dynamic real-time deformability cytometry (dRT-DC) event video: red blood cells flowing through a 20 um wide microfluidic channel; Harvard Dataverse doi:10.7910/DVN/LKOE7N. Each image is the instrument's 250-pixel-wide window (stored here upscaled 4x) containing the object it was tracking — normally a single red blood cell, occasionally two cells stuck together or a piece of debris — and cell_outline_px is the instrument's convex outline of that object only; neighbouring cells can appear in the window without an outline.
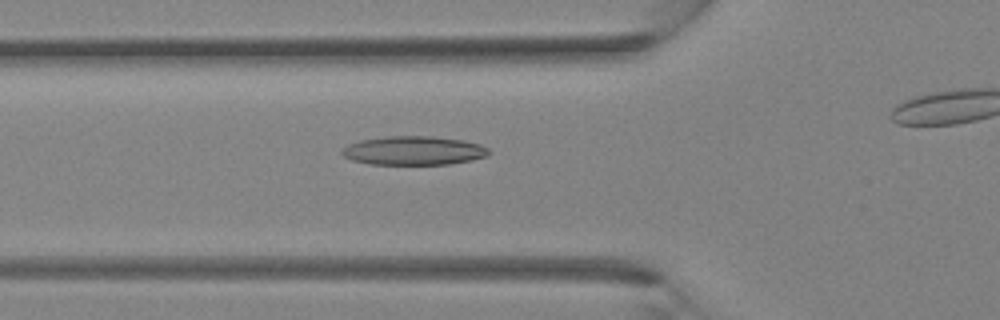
{"species": "Egyptian fruit bat (a non-hibernating species)", "species_latin": "Rousettus aegyptiacus", "temperature_condition": "room temperature", "stored_images_in_passage": 31, "camera_frame_rate_fps": 3000, "um_per_image_px": 0.085, "animal": {"sex": "female"}, "frame": {"image": 1, "passage_image": 13, "time_ms": 4.0, "image_size_px": [1000, 320], "cell_outline_px": [[492, 152], [488, 156], [472, 160], [452, 164], [372, 164], [352, 160], [344, 156], [340, 152], [340, 148], [348, 144], [360, 140], [388, 136], [432, 136], [464, 140], [480, 144], [488, 148]], "centroid_in_image_um": [35.18, 12.8], "position_along_channel_um": 90.6, "area_um2": 24.91}}
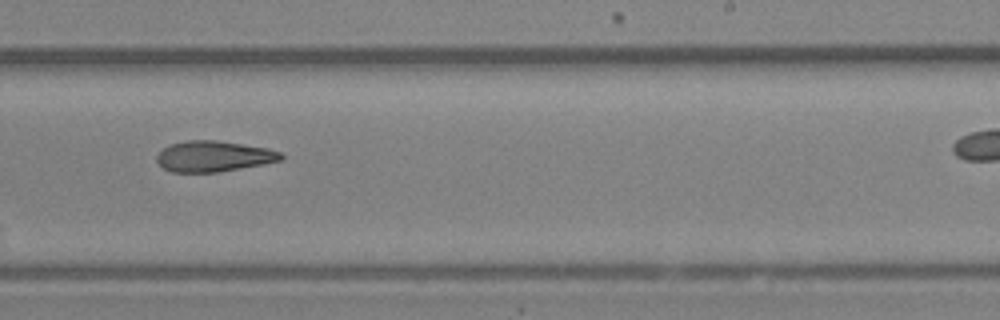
{"frame": {"image": 2, "passage_image": 23, "time_ms": 7.333, "image_size_px": [1000, 320], "cell_outline_px": [[284, 160], [264, 164], [220, 172], [172, 172], [164, 168], [156, 160], [156, 156], [168, 144], [188, 140], [216, 140], [268, 148], [280, 152], [284, 156]], "centroid_in_image_um": [18.18, 13.28], "position_along_channel_um": 270.8, "area_um2": 22.37}}
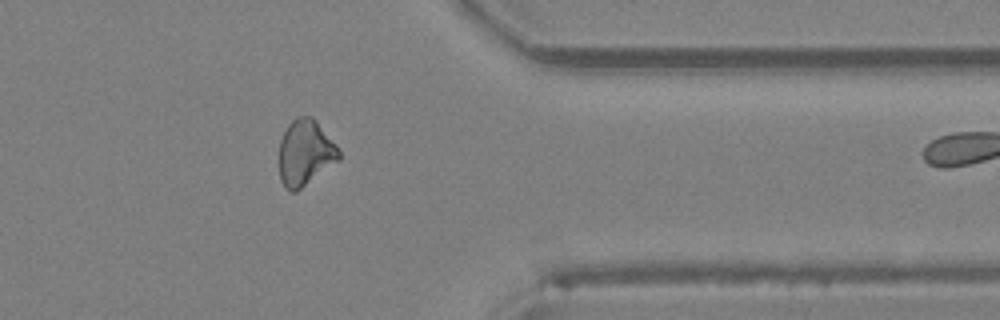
{"frame": {"image": 3, "passage_image": 30, "time_ms": 9.667, "image_size_px": [1000, 320], "cell_outline_px": [[340, 160], [296, 192], [288, 192], [284, 188], [280, 180], [280, 140], [288, 124], [296, 116], [312, 116], [316, 120], [336, 144], [340, 152]], "centroid_in_image_um": [25.95, 13.0], "position_along_channel_um": 385.5, "area_um2": 23.12}}